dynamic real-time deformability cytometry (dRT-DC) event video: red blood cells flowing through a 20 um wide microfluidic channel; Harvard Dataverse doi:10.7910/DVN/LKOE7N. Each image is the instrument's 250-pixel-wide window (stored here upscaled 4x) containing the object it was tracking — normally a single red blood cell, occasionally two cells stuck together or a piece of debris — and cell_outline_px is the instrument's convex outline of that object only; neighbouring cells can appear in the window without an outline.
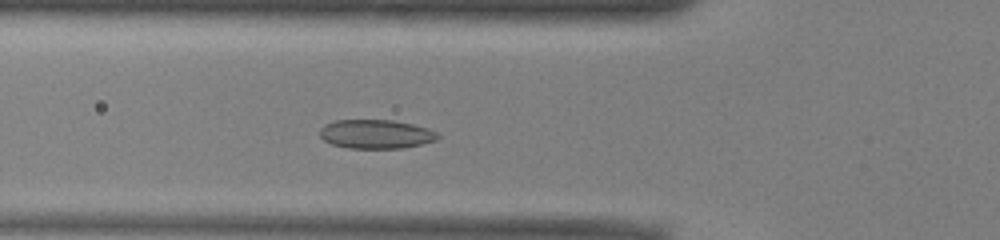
{"species": "common noctule bat (a hibernating species)", "species_latin": "Nyctalus noctula", "temperature_condition": "warm", "stored_images_in_passage": 44, "camera_frame_rate_fps": 3000, "um_per_image_px": 0.085, "animal": {"sex": "male", "body_mass_g": 13.0, "forearm_length_mm": 53.1}, "frame": {"image": 1, "passage_image": 11, "time_ms": 3.333, "image_size_px": [1000, 240], "cell_outline_px": [[440, 136], [436, 140], [404, 148], [348, 148], [332, 144], [324, 140], [320, 136], [320, 128], [324, 124], [336, 120], [392, 120], [412, 124], [428, 128], [436, 132]], "centroid_in_image_um": [31.94, 11.39], "position_along_channel_um": 93.9, "area_um2": 19.88}}
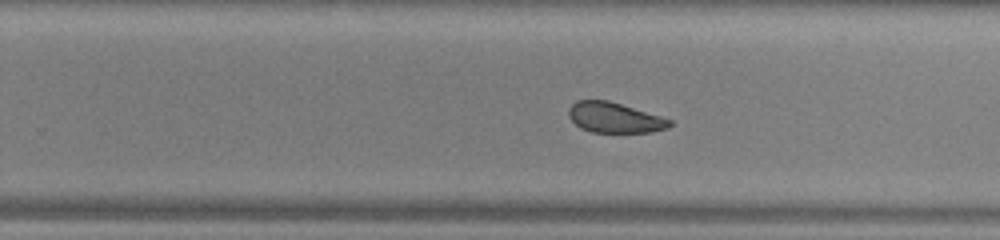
{"frame": {"image": 2, "passage_image": 25, "time_ms": 8.0, "image_size_px": [1000, 240], "cell_outline_px": [[672, 124], [668, 128], [652, 132], [592, 132], [580, 128], [568, 116], [568, 108], [576, 100], [608, 100], [660, 116], [672, 120]], "centroid_in_image_um": [52.22, 10.0], "position_along_channel_um": 277.6, "area_um2": 17.8}}
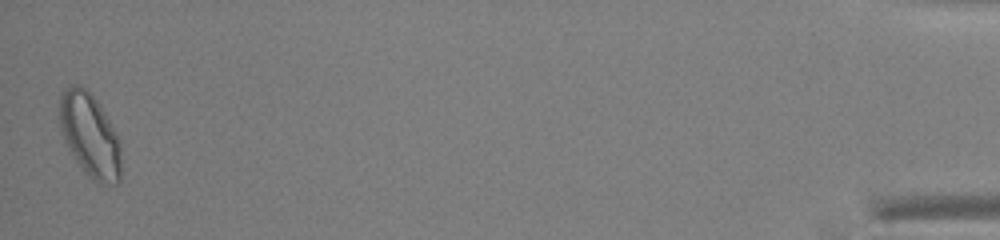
{"frame": {"image": 3, "passage_image": 44, "time_ms": 14.333, "image_size_px": [1000, 240], "cell_outline_px": [[120, 184], [100, 184], [88, 176], [76, 160], [68, 148], [60, 132], [60, 96], [68, 88], [76, 84], [80, 84], [100, 104], [116, 132], [120, 140]], "centroid_in_image_um": [7.66, 11.52], "position_along_channel_um": 427.5, "area_um2": 29.88}, "authors_computed_cell_mechanics": {"area_um2": 20.8658, "velocity_mm_per_s": 3.938, "shape_relaxation_time_tau1_ms": 6.5976, "shape_relaxation_time_tau2_ms": 2.0436, "deformation_change_tau1": 0.1136, "deformation_change_tau2": 0.07}}